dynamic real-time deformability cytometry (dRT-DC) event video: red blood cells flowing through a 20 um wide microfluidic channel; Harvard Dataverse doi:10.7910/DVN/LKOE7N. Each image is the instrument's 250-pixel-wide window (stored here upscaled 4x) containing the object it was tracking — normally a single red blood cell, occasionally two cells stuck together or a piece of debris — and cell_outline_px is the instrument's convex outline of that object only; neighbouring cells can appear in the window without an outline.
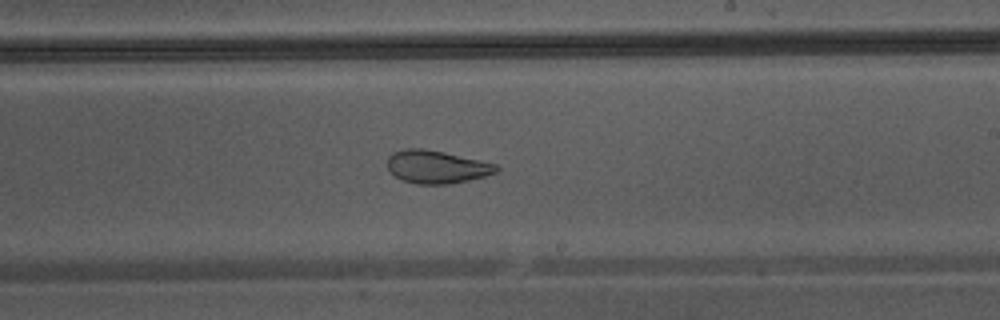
{"species": "Egyptian fruit bat (a non-hibernating species)", "species_latin": "Rousettus aegyptiacus", "temperature_condition": "warm", "stored_images_in_passage": 44, "camera_frame_rate_fps": 3000, "um_per_image_px": 0.085, "animal": {"sex": "male"}, "frame": {"image": 1, "passage_image": 26, "time_ms": 8.333, "image_size_px": [1000, 320], "cell_outline_px": [[500, 168], [496, 172], [484, 176], [452, 184], [416, 184], [404, 180], [388, 172], [388, 156], [392, 152], [404, 148], [424, 148], [444, 152], [480, 160], [496, 164]], "centroid_in_image_um": [37.09, 14.17], "position_along_channel_um": 251.9, "area_um2": 20.98}}